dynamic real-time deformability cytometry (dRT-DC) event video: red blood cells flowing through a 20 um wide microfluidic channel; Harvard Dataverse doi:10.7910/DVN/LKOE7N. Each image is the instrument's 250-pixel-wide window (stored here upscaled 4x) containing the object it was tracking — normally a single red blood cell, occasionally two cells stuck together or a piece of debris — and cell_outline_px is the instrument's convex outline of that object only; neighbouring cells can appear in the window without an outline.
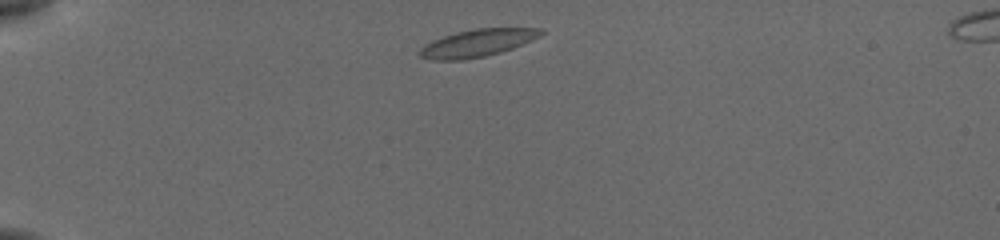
{"species": "common noctule bat (a hibernating species)", "species_latin": "Nyctalus noctula", "temperature_condition": "cold", "stored_images_in_passage": 42, "camera_frame_rate_fps": 3000, "um_per_image_px": 0.085, "animal": {"sex": "female", "body_mass_g": 19.5, "forearm_length_mm": 54.1}, "frame": {"image": 1, "passage_image": 2, "time_ms": 0.333, "image_size_px": [1000, 240], "cell_outline_px": [[544, 32], [512, 48], [484, 56], [460, 60], [436, 60], [420, 56], [420, 52], [428, 44], [444, 36], [456, 32], [476, 28], [532, 28]], "centroid_in_image_um": [40.54, 3.65], "position_along_channel_um": 44.5, "area_um2": 18.32}}
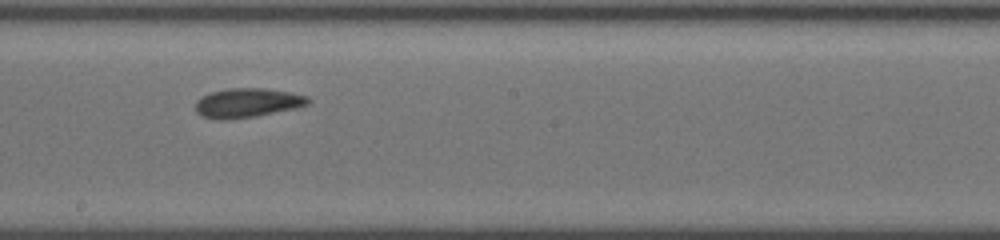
{"frame": {"image": 2, "passage_image": 20, "time_ms": 6.333, "image_size_px": [1000, 240], "cell_outline_px": [[308, 104], [292, 108], [252, 116], [204, 116], [196, 112], [196, 104], [204, 96], [212, 92], [228, 88], [264, 88], [304, 96], [308, 100]], "centroid_in_image_um": [21.03, 8.68], "position_along_channel_um": 227.2, "area_um2": 17.51}}
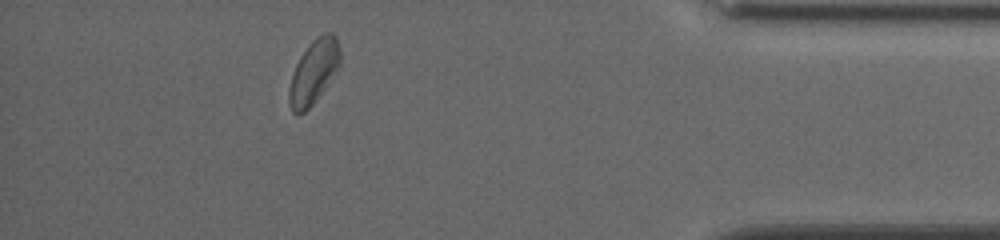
{"frame": {"image": 3, "passage_image": 37, "time_ms": 12.0, "image_size_px": [1000, 240], "cell_outline_px": [[340, 64], [312, 104], [304, 112], [296, 116], [292, 112], [288, 100], [288, 92], [292, 76], [296, 64], [300, 56], [312, 40], [316, 36], [324, 32], [332, 32], [336, 36], [340, 48]], "centroid_in_image_um": [26.65, 6.07], "position_along_channel_um": 408.6, "area_um2": 18.73}, "authors_computed_cell_mechanics": {"area_um2": 18.3226, "velocity_mm_per_s": 3.8168, "shape_relaxation_time_tau1_ms": 4.7764, "shape_relaxation_time_tau2_ms": 6.3676, "deformation_change_tau1": 0.1046, "deformation_change_tau2": 0.1064}}